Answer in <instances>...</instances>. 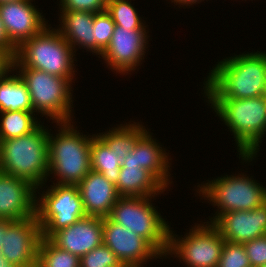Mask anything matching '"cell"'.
Masks as SVG:
<instances>
[{
	"instance_id": "2e32d148",
	"label": "cell",
	"mask_w": 266,
	"mask_h": 267,
	"mask_svg": "<svg viewBox=\"0 0 266 267\" xmlns=\"http://www.w3.org/2000/svg\"><path fill=\"white\" fill-rule=\"evenodd\" d=\"M31 0L0 4V18L10 41L18 47L23 41L38 35L45 27V18L30 3Z\"/></svg>"
},
{
	"instance_id": "7c38bea8",
	"label": "cell",
	"mask_w": 266,
	"mask_h": 267,
	"mask_svg": "<svg viewBox=\"0 0 266 267\" xmlns=\"http://www.w3.org/2000/svg\"><path fill=\"white\" fill-rule=\"evenodd\" d=\"M103 244L125 267H141L144 261L152 257H162L145 239L108 217L103 218Z\"/></svg>"
},
{
	"instance_id": "d590c367",
	"label": "cell",
	"mask_w": 266,
	"mask_h": 267,
	"mask_svg": "<svg viewBox=\"0 0 266 267\" xmlns=\"http://www.w3.org/2000/svg\"><path fill=\"white\" fill-rule=\"evenodd\" d=\"M197 1H198V0H174V2H176V4L179 3V4H182V5H183V4H184V5H185V4H186V5H188V4H189V5H190V4L192 5V3L194 4V3H196ZM200 1H201V0H200Z\"/></svg>"
},
{
	"instance_id": "52a82bcc",
	"label": "cell",
	"mask_w": 266,
	"mask_h": 267,
	"mask_svg": "<svg viewBox=\"0 0 266 267\" xmlns=\"http://www.w3.org/2000/svg\"><path fill=\"white\" fill-rule=\"evenodd\" d=\"M30 94L33 112L49 116L59 124L71 121V81L33 68H19ZM36 110V111H35ZM52 117V118H51Z\"/></svg>"
},
{
	"instance_id": "836d02e7",
	"label": "cell",
	"mask_w": 266,
	"mask_h": 267,
	"mask_svg": "<svg viewBox=\"0 0 266 267\" xmlns=\"http://www.w3.org/2000/svg\"><path fill=\"white\" fill-rule=\"evenodd\" d=\"M12 69V58L5 52L0 50V78L6 74V72H11Z\"/></svg>"
},
{
	"instance_id": "e0dca14e",
	"label": "cell",
	"mask_w": 266,
	"mask_h": 267,
	"mask_svg": "<svg viewBox=\"0 0 266 267\" xmlns=\"http://www.w3.org/2000/svg\"><path fill=\"white\" fill-rule=\"evenodd\" d=\"M56 246L80 258L103 244V218L85 216L49 238Z\"/></svg>"
},
{
	"instance_id": "4fadbf2b",
	"label": "cell",
	"mask_w": 266,
	"mask_h": 267,
	"mask_svg": "<svg viewBox=\"0 0 266 267\" xmlns=\"http://www.w3.org/2000/svg\"><path fill=\"white\" fill-rule=\"evenodd\" d=\"M146 30H130L115 26L108 47L102 57L111 69L125 74L135 69L144 57L147 41Z\"/></svg>"
},
{
	"instance_id": "8d00e7d4",
	"label": "cell",
	"mask_w": 266,
	"mask_h": 267,
	"mask_svg": "<svg viewBox=\"0 0 266 267\" xmlns=\"http://www.w3.org/2000/svg\"><path fill=\"white\" fill-rule=\"evenodd\" d=\"M15 1H23V0H0V4L7 3V2H15Z\"/></svg>"
},
{
	"instance_id": "9c48e42d",
	"label": "cell",
	"mask_w": 266,
	"mask_h": 267,
	"mask_svg": "<svg viewBox=\"0 0 266 267\" xmlns=\"http://www.w3.org/2000/svg\"><path fill=\"white\" fill-rule=\"evenodd\" d=\"M203 197L214 202L220 211L211 224L224 213L249 211L266 202V188L248 177L229 176L212 180L200 187Z\"/></svg>"
},
{
	"instance_id": "4dcf8cb0",
	"label": "cell",
	"mask_w": 266,
	"mask_h": 267,
	"mask_svg": "<svg viewBox=\"0 0 266 267\" xmlns=\"http://www.w3.org/2000/svg\"><path fill=\"white\" fill-rule=\"evenodd\" d=\"M251 267H263L266 264V235L243 243Z\"/></svg>"
},
{
	"instance_id": "7402d4cb",
	"label": "cell",
	"mask_w": 266,
	"mask_h": 267,
	"mask_svg": "<svg viewBox=\"0 0 266 267\" xmlns=\"http://www.w3.org/2000/svg\"><path fill=\"white\" fill-rule=\"evenodd\" d=\"M33 111L30 94L20 76L4 74L0 78V112Z\"/></svg>"
},
{
	"instance_id": "5bb4252c",
	"label": "cell",
	"mask_w": 266,
	"mask_h": 267,
	"mask_svg": "<svg viewBox=\"0 0 266 267\" xmlns=\"http://www.w3.org/2000/svg\"><path fill=\"white\" fill-rule=\"evenodd\" d=\"M36 189L31 182L0 171V219L15 221L35 216Z\"/></svg>"
},
{
	"instance_id": "7a4b0ae2",
	"label": "cell",
	"mask_w": 266,
	"mask_h": 267,
	"mask_svg": "<svg viewBox=\"0 0 266 267\" xmlns=\"http://www.w3.org/2000/svg\"><path fill=\"white\" fill-rule=\"evenodd\" d=\"M217 115L231 129L243 160H252L266 132L264 95L255 98H208Z\"/></svg>"
},
{
	"instance_id": "484cf974",
	"label": "cell",
	"mask_w": 266,
	"mask_h": 267,
	"mask_svg": "<svg viewBox=\"0 0 266 267\" xmlns=\"http://www.w3.org/2000/svg\"><path fill=\"white\" fill-rule=\"evenodd\" d=\"M36 267H80V257L59 248L49 238H41Z\"/></svg>"
},
{
	"instance_id": "d4e9b609",
	"label": "cell",
	"mask_w": 266,
	"mask_h": 267,
	"mask_svg": "<svg viewBox=\"0 0 266 267\" xmlns=\"http://www.w3.org/2000/svg\"><path fill=\"white\" fill-rule=\"evenodd\" d=\"M0 123V140L18 138L34 131L40 123L33 111H4Z\"/></svg>"
},
{
	"instance_id": "8992f818",
	"label": "cell",
	"mask_w": 266,
	"mask_h": 267,
	"mask_svg": "<svg viewBox=\"0 0 266 267\" xmlns=\"http://www.w3.org/2000/svg\"><path fill=\"white\" fill-rule=\"evenodd\" d=\"M149 198L120 196L108 218L145 239L160 256H166L170 228L149 202Z\"/></svg>"
},
{
	"instance_id": "ffe728a7",
	"label": "cell",
	"mask_w": 266,
	"mask_h": 267,
	"mask_svg": "<svg viewBox=\"0 0 266 267\" xmlns=\"http://www.w3.org/2000/svg\"><path fill=\"white\" fill-rule=\"evenodd\" d=\"M119 196L154 197L166 188L151 172L138 165H121L115 185Z\"/></svg>"
},
{
	"instance_id": "f1b7e54d",
	"label": "cell",
	"mask_w": 266,
	"mask_h": 267,
	"mask_svg": "<svg viewBox=\"0 0 266 267\" xmlns=\"http://www.w3.org/2000/svg\"><path fill=\"white\" fill-rule=\"evenodd\" d=\"M80 267H125L112 250L102 244L80 258Z\"/></svg>"
},
{
	"instance_id": "9a60e30c",
	"label": "cell",
	"mask_w": 266,
	"mask_h": 267,
	"mask_svg": "<svg viewBox=\"0 0 266 267\" xmlns=\"http://www.w3.org/2000/svg\"><path fill=\"white\" fill-rule=\"evenodd\" d=\"M212 225L225 241L246 243L266 235V202L249 211L221 214Z\"/></svg>"
},
{
	"instance_id": "30bf717a",
	"label": "cell",
	"mask_w": 266,
	"mask_h": 267,
	"mask_svg": "<svg viewBox=\"0 0 266 267\" xmlns=\"http://www.w3.org/2000/svg\"><path fill=\"white\" fill-rule=\"evenodd\" d=\"M42 238L36 215L22 220L0 219L2 256L17 267H36Z\"/></svg>"
},
{
	"instance_id": "44dd1931",
	"label": "cell",
	"mask_w": 266,
	"mask_h": 267,
	"mask_svg": "<svg viewBox=\"0 0 266 267\" xmlns=\"http://www.w3.org/2000/svg\"><path fill=\"white\" fill-rule=\"evenodd\" d=\"M62 29H57L73 48L81 45L95 53L93 21L95 13L87 11H62ZM76 44V45H75Z\"/></svg>"
},
{
	"instance_id": "603a6c76",
	"label": "cell",
	"mask_w": 266,
	"mask_h": 267,
	"mask_svg": "<svg viewBox=\"0 0 266 267\" xmlns=\"http://www.w3.org/2000/svg\"><path fill=\"white\" fill-rule=\"evenodd\" d=\"M90 159L91 170L101 173L114 185L117 184L122 160L97 135L92 136Z\"/></svg>"
},
{
	"instance_id": "ba28073f",
	"label": "cell",
	"mask_w": 266,
	"mask_h": 267,
	"mask_svg": "<svg viewBox=\"0 0 266 267\" xmlns=\"http://www.w3.org/2000/svg\"><path fill=\"white\" fill-rule=\"evenodd\" d=\"M36 201V218L42 238H50L58 230L76 223L86 215L77 185L54 184ZM39 202V203H38Z\"/></svg>"
},
{
	"instance_id": "ac0fdd59",
	"label": "cell",
	"mask_w": 266,
	"mask_h": 267,
	"mask_svg": "<svg viewBox=\"0 0 266 267\" xmlns=\"http://www.w3.org/2000/svg\"><path fill=\"white\" fill-rule=\"evenodd\" d=\"M77 186L87 216L108 217L120 197L115 185L93 170Z\"/></svg>"
},
{
	"instance_id": "8fae6325",
	"label": "cell",
	"mask_w": 266,
	"mask_h": 267,
	"mask_svg": "<svg viewBox=\"0 0 266 267\" xmlns=\"http://www.w3.org/2000/svg\"><path fill=\"white\" fill-rule=\"evenodd\" d=\"M191 230L181 240L170 231L167 253L178 254L188 267H217L225 241L220 232L212 224H199Z\"/></svg>"
},
{
	"instance_id": "3957f363",
	"label": "cell",
	"mask_w": 266,
	"mask_h": 267,
	"mask_svg": "<svg viewBox=\"0 0 266 267\" xmlns=\"http://www.w3.org/2000/svg\"><path fill=\"white\" fill-rule=\"evenodd\" d=\"M48 136L39 125L27 135L0 140V171L42 186L50 174Z\"/></svg>"
},
{
	"instance_id": "4316f807",
	"label": "cell",
	"mask_w": 266,
	"mask_h": 267,
	"mask_svg": "<svg viewBox=\"0 0 266 267\" xmlns=\"http://www.w3.org/2000/svg\"><path fill=\"white\" fill-rule=\"evenodd\" d=\"M106 11L111 15L116 26L130 30H145L137 11L127 0H107Z\"/></svg>"
},
{
	"instance_id": "cb8c5ba5",
	"label": "cell",
	"mask_w": 266,
	"mask_h": 267,
	"mask_svg": "<svg viewBox=\"0 0 266 267\" xmlns=\"http://www.w3.org/2000/svg\"><path fill=\"white\" fill-rule=\"evenodd\" d=\"M145 127L140 124L119 126L107 133L99 134L98 137L123 160L134 150L139 139L146 133Z\"/></svg>"
},
{
	"instance_id": "1f68e13d",
	"label": "cell",
	"mask_w": 266,
	"mask_h": 267,
	"mask_svg": "<svg viewBox=\"0 0 266 267\" xmlns=\"http://www.w3.org/2000/svg\"><path fill=\"white\" fill-rule=\"evenodd\" d=\"M62 11L100 13L106 10L107 0H61Z\"/></svg>"
},
{
	"instance_id": "6da1fadb",
	"label": "cell",
	"mask_w": 266,
	"mask_h": 267,
	"mask_svg": "<svg viewBox=\"0 0 266 267\" xmlns=\"http://www.w3.org/2000/svg\"><path fill=\"white\" fill-rule=\"evenodd\" d=\"M205 83L208 98H255L266 94V54L247 53L224 59Z\"/></svg>"
},
{
	"instance_id": "5b68a950",
	"label": "cell",
	"mask_w": 266,
	"mask_h": 267,
	"mask_svg": "<svg viewBox=\"0 0 266 267\" xmlns=\"http://www.w3.org/2000/svg\"><path fill=\"white\" fill-rule=\"evenodd\" d=\"M60 124L62 128L56 137L48 136V172L59 176L56 184L77 185L91 171L92 138L80 135L70 121Z\"/></svg>"
},
{
	"instance_id": "d6a6232c",
	"label": "cell",
	"mask_w": 266,
	"mask_h": 267,
	"mask_svg": "<svg viewBox=\"0 0 266 267\" xmlns=\"http://www.w3.org/2000/svg\"><path fill=\"white\" fill-rule=\"evenodd\" d=\"M0 50L14 58L17 47L10 41L5 26L0 18Z\"/></svg>"
},
{
	"instance_id": "e575fe53",
	"label": "cell",
	"mask_w": 266,
	"mask_h": 267,
	"mask_svg": "<svg viewBox=\"0 0 266 267\" xmlns=\"http://www.w3.org/2000/svg\"><path fill=\"white\" fill-rule=\"evenodd\" d=\"M0 267H17L9 263L8 260L2 256L1 248H0Z\"/></svg>"
},
{
	"instance_id": "83f0119b",
	"label": "cell",
	"mask_w": 266,
	"mask_h": 267,
	"mask_svg": "<svg viewBox=\"0 0 266 267\" xmlns=\"http://www.w3.org/2000/svg\"><path fill=\"white\" fill-rule=\"evenodd\" d=\"M111 15L105 10L95 13L93 21V37L95 38V53L102 55L108 47L115 29Z\"/></svg>"
},
{
	"instance_id": "f546056e",
	"label": "cell",
	"mask_w": 266,
	"mask_h": 267,
	"mask_svg": "<svg viewBox=\"0 0 266 267\" xmlns=\"http://www.w3.org/2000/svg\"><path fill=\"white\" fill-rule=\"evenodd\" d=\"M217 267H251L243 244L224 241Z\"/></svg>"
},
{
	"instance_id": "d6986e66",
	"label": "cell",
	"mask_w": 266,
	"mask_h": 267,
	"mask_svg": "<svg viewBox=\"0 0 266 267\" xmlns=\"http://www.w3.org/2000/svg\"><path fill=\"white\" fill-rule=\"evenodd\" d=\"M149 132H146L123 160L122 165H138L151 172L165 187L170 183L168 179V156L163 152ZM169 182V183H168Z\"/></svg>"
},
{
	"instance_id": "277c9868",
	"label": "cell",
	"mask_w": 266,
	"mask_h": 267,
	"mask_svg": "<svg viewBox=\"0 0 266 267\" xmlns=\"http://www.w3.org/2000/svg\"><path fill=\"white\" fill-rule=\"evenodd\" d=\"M74 48L63 38L58 30L44 28L38 35L23 41L12 59L15 68H33L51 75L69 79L74 72Z\"/></svg>"
}]
</instances>
